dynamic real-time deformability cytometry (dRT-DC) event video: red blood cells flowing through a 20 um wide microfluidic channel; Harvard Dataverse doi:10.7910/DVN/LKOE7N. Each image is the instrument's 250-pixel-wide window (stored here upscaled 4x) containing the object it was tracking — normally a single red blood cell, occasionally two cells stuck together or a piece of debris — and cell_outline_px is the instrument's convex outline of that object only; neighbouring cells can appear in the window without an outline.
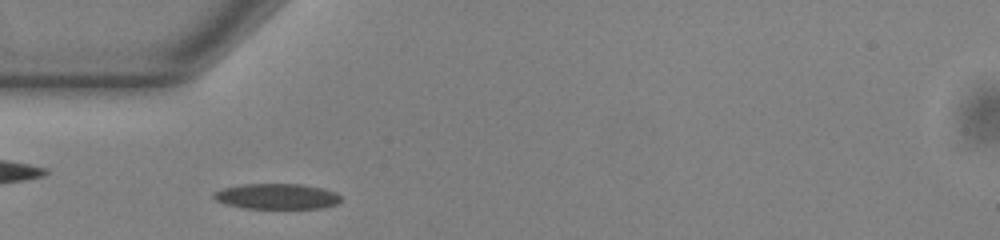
{"species": "common noctule bat (a hibernating species)", "species_latin": "Nyctalus noctula", "temperature_condition": "warm", "stored_images_in_passage": 50, "camera_frame_rate_fps": 3000, "um_per_image_px": 0.085, "animal": {"sex": "male", "body_mass_g": 13.0, "forearm_length_mm": 53.1}, "frame": {"image": 1, "passage_image": 13, "time_ms": 4.0, "image_size_px": [1000, 240], "cell_outline_px": [[340, 200], [336, 204], [320, 208], [240, 208], [224, 204], [216, 200], [212, 196], [212, 192], [224, 188], [240, 184], [300, 184], [320, 188], [336, 192], [340, 196]], "centroid_in_image_um": [23.46, 16.69], "position_along_channel_um": 61.5, "area_um2": 18.9}}
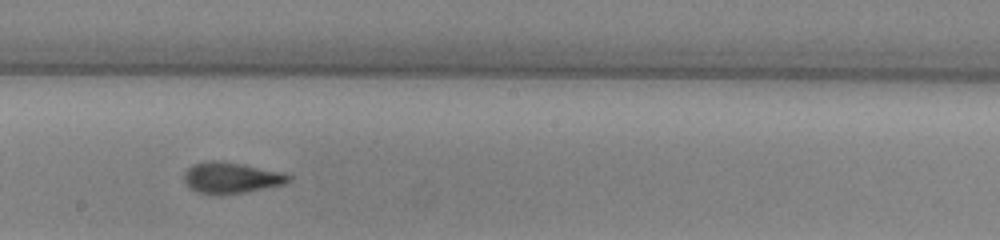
{"frame": {"image": 2, "passage_image": 26, "time_ms": 8.333, "image_size_px": [1000, 240], "cell_outline_px": [[292, 180], [284, 184], [244, 192], [220, 196], [196, 192], [188, 188], [184, 180], [184, 172], [192, 164], [208, 160], [216, 160], [244, 164], [284, 172], [292, 176]], "centroid_in_image_um": [19.63, 15.11], "position_along_channel_um": 228.6, "area_um2": 19.36}}
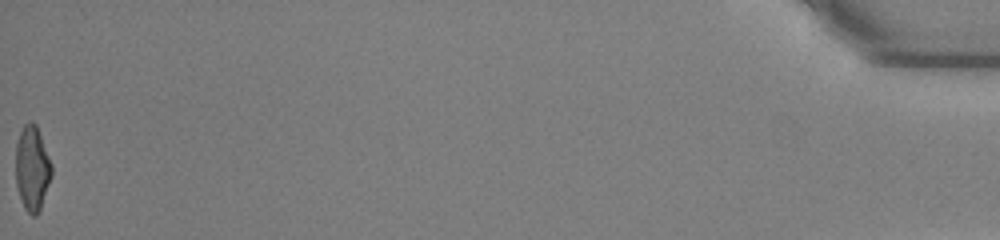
{"frame": {"image": 3, "passage_image": 50, "time_ms": 16.333, "image_size_px": [1000, 240], "cell_outline_px": [[52, 176], [40, 212], [36, 216], [32, 216], [24, 208], [20, 200], [16, 184], [16, 144], [20, 132], [24, 124], [28, 120], [32, 120], [36, 124], [52, 164]], "centroid_in_image_um": [2.74, 14.32], "position_along_channel_um": 432.5, "area_um2": 18.09}, "authors_computed_cell_mechanics": {"area_um2": 18.4382, "velocity_mm_per_s": 3.8965, "shape_relaxation_time_tau1_ms": 5.0707, "shape_relaxation_time_tau2_ms": 1.8083, "deformation_change_tau1": 0.1862, "deformation_change_tau2": 0.0872}}